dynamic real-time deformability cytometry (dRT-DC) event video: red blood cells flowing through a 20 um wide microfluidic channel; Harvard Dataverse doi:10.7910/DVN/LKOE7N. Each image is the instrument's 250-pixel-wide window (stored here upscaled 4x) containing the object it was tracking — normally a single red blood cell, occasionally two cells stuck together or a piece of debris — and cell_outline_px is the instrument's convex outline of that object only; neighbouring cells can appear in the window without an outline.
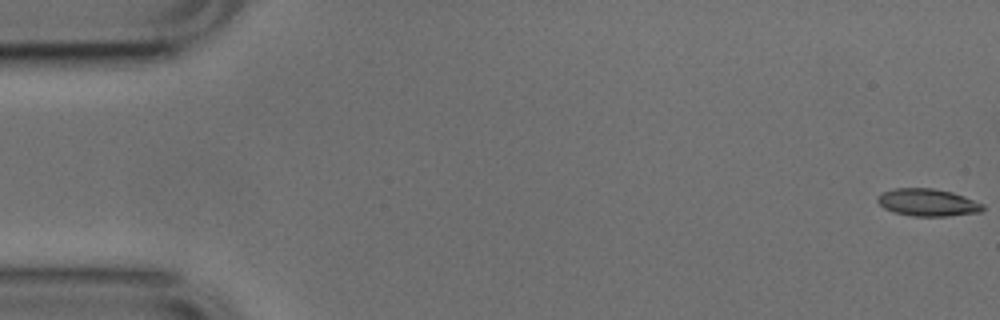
{"species": "common noctule bat (a hibernating species)", "species_latin": "Nyctalus noctula", "temperature_condition": "cold", "stored_images_in_passage": 53, "camera_frame_rate_fps": 3000, "um_per_image_px": 0.085, "animal": {"sex": "male", "body_mass_g": 17.9, "forearm_length_mm": 54.2}, "frame": {"image": 1, "passage_image": 1, "time_ms": 0.0, "image_size_px": [1000, 320], "cell_outline_px": [[984, 208], [980, 212], [948, 216], [912, 216], [892, 212], [884, 208], [876, 200], [884, 192], [892, 188], [932, 188], [952, 192], [964, 196], [984, 204]], "centroid_in_image_um": [78.86, 17.21], "position_along_channel_um": 6.1, "area_um2": 16.76}}
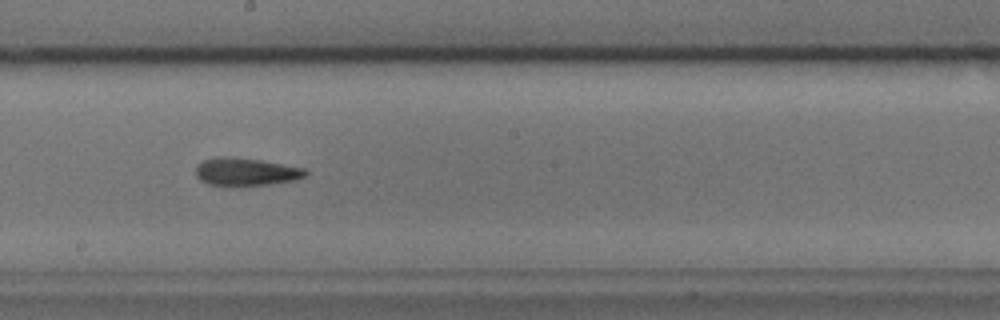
{"frame": {"image": 2, "passage_image": 29, "time_ms": 9.333, "image_size_px": [1000, 320], "cell_outline_px": [[308, 176], [296, 180], [268, 184], [208, 184], [200, 180], [196, 176], [196, 164], [204, 160], [220, 156], [224, 156], [260, 160], [308, 168]], "centroid_in_image_um": [20.96, 14.58], "position_along_channel_um": 227.2, "area_um2": 17.57}}
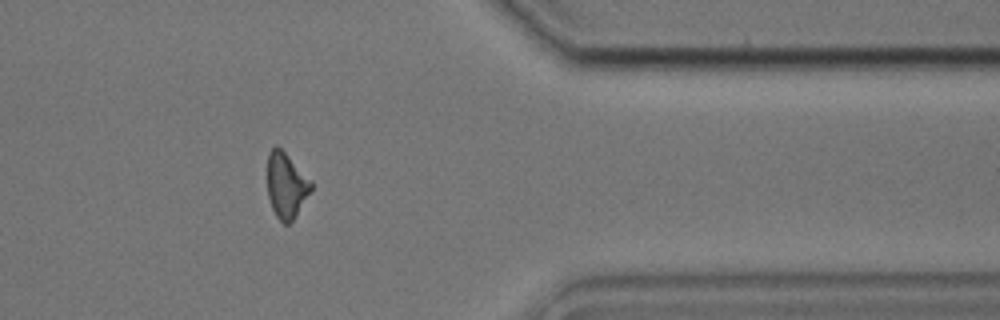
{"frame": {"image": 3, "passage_image": 43, "time_ms": 14.0, "image_size_px": [1000, 320], "cell_outline_px": [[312, 188], [292, 220], [288, 224], [284, 224], [276, 216], [272, 208], [268, 196], [268, 152], [276, 144], [312, 180]], "centroid_in_image_um": [24.32, 15.74], "position_along_channel_um": 387.1, "area_um2": 16.36}, "authors_computed_cell_mechanics": {"area_um2": 17.1088, "velocity_mm_per_s": 3.8238, "shape_relaxation_time_tau1_ms": 3.313, "shape_relaxation_time_tau2_ms": 6.3035, "deformation_change_tau1": 0.1702, "deformation_change_tau2": 0.186}}